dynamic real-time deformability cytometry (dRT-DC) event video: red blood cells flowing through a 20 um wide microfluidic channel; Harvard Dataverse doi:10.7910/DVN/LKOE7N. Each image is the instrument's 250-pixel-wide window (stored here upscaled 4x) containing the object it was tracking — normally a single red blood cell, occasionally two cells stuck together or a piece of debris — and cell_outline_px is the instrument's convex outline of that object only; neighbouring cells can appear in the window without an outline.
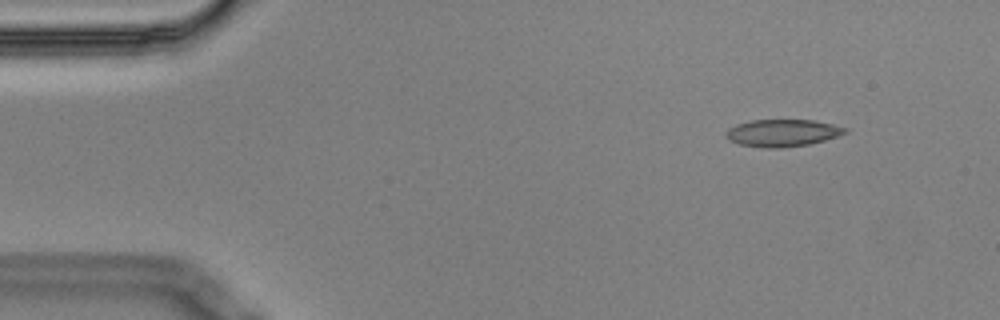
{"species": "Egyptian fruit bat (a non-hibernating species)", "species_latin": "Rousettus aegyptiacus", "temperature_condition": "cold", "stored_images_in_passage": 5, "camera_frame_rate_fps": 3000, "um_per_image_px": 0.085, "animal": {"sex": "male"}, "frame": {"image": 1, "passage_image": 1, "time_ms": 0.0, "image_size_px": [1000, 320], "cell_outline_px": [[848, 132], [824, 140], [808, 144], [780, 148], [768, 148], [740, 144], [728, 140], [724, 132], [728, 128], [736, 124], [752, 120], [812, 120], [832, 124], [848, 128]], "centroid_in_image_um": [66.48, 11.29], "position_along_channel_um": 18.5, "area_um2": 18.79}}
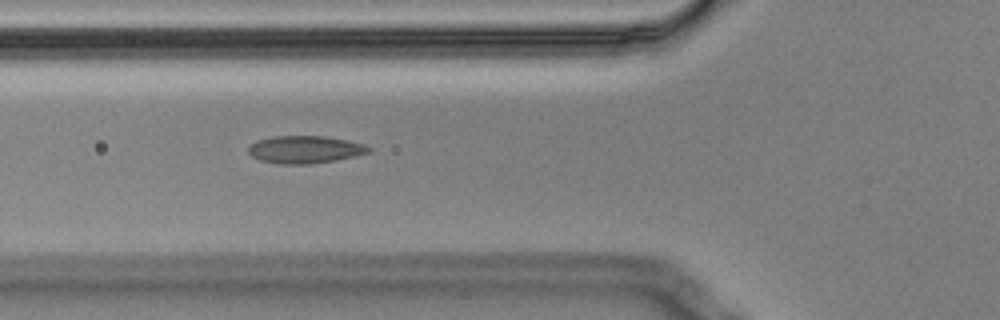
{"frame": {"image": 2, "passage_image": 5, "time_ms": 1.333, "image_size_px": [1000, 320], "cell_outline_px": [[372, 152], [356, 156], [336, 160], [308, 164], [284, 164], [260, 160], [252, 156], [248, 152], [248, 148], [256, 140], [272, 136], [324, 136], [364, 144], [372, 148]], "centroid_in_image_um": [25.94, 12.71], "position_along_channel_um": 99.9, "area_um2": 19.25}}